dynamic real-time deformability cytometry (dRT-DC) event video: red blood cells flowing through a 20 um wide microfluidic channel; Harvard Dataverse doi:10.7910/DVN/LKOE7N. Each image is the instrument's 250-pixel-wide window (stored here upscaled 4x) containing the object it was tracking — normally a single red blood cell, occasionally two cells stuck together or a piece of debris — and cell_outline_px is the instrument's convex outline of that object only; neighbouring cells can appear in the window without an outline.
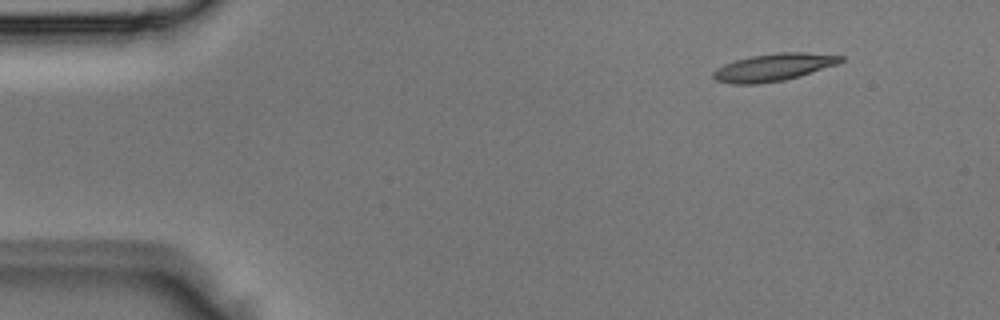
{"species": "Egyptian fruit bat (a non-hibernating species)", "species_latin": "Rousettus aegyptiacus", "temperature_condition": "room temperature", "stored_images_in_passage": 2, "camera_frame_rate_fps": 3000, "um_per_image_px": 0.085, "animal": {"sex": "male"}, "frame": {"image": 1, "passage_image": 2, "time_ms": 0.333, "image_size_px": [1000, 320], "cell_outline_px": [[844, 60], [836, 64], [800, 76], [784, 80], [756, 84], [732, 84], [716, 80], [712, 76], [712, 72], [716, 68], [724, 64], [736, 60], [752, 56], [780, 52], [804, 52], [844, 56]], "centroid_in_image_um": [65.73, 5.72], "position_along_channel_um": 19.3, "area_um2": 20.23}}